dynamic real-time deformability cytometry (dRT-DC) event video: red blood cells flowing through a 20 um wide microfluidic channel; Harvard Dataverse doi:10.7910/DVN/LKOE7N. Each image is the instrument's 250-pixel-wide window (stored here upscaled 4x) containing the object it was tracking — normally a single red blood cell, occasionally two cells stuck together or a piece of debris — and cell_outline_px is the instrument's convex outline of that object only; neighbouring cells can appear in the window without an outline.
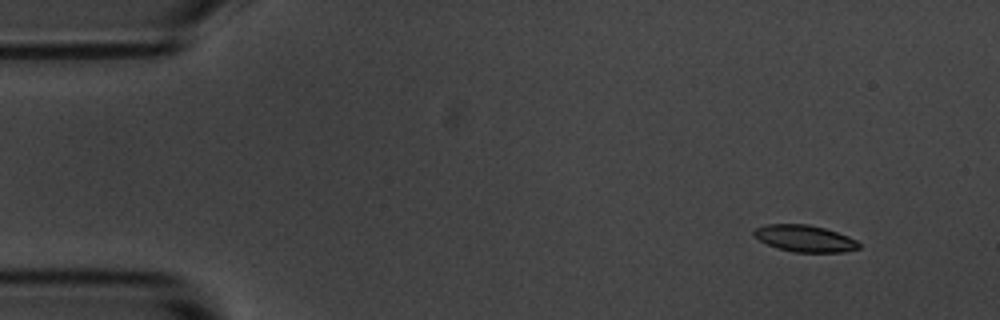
{"species": "common noctule bat (a hibernating species)", "species_latin": "Nyctalus noctula", "temperature_condition": "room temperature", "stored_images_in_passage": 5, "camera_frame_rate_fps": 3000, "um_per_image_px": 0.085, "animal": {"sex": "male", "body_mass_g": 20.1, "forearm_length_mm": 53.5}, "frame": {"image": 1, "passage_image": 1, "time_ms": 0.0, "image_size_px": [1000, 320], "cell_outline_px": [[860, 248], [844, 252], [796, 252], [780, 248], [768, 244], [760, 240], [752, 232], [756, 228], [764, 224], [808, 224], [824, 228], [848, 236], [856, 240], [860, 244]], "centroid_in_image_um": [68.43, 20.26], "position_along_channel_um": 16.6, "area_um2": 16.13}}
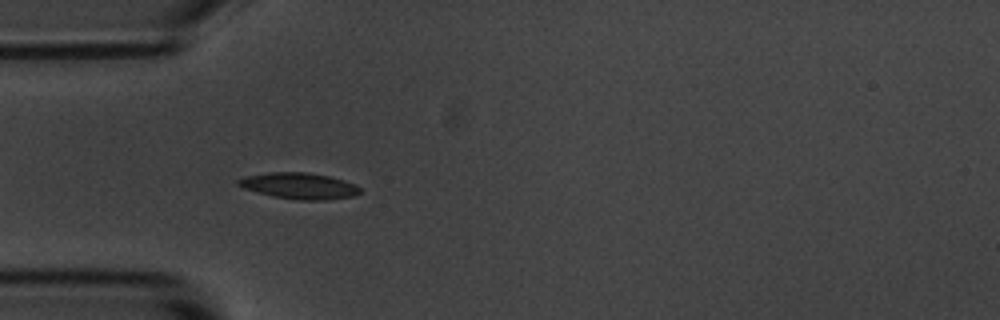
{"frame": {"image": 2, "passage_image": 4, "time_ms": 3.667, "image_size_px": [1000, 320], "cell_outline_px": [[360, 192], [356, 196], [324, 200], [300, 200], [272, 196], [244, 188], [236, 184], [236, 180], [244, 176], [268, 172], [308, 172], [328, 176], [344, 180], [356, 184], [360, 188]], "centroid_in_image_um": [25.43, 15.79], "position_along_channel_um": 59.6, "area_um2": 18.67}}